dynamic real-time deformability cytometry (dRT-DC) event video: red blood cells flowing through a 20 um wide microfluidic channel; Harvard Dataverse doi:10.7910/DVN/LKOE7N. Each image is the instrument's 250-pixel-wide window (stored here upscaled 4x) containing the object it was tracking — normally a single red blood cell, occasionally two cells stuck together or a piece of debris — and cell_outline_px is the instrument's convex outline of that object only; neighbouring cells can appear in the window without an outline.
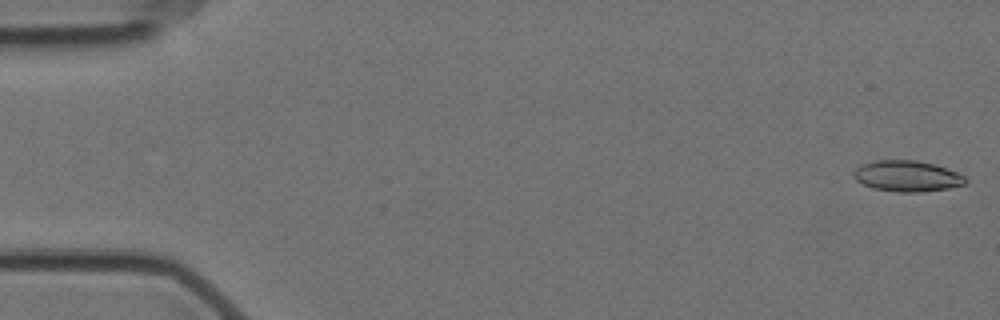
{"species": "Egyptian fruit bat (a non-hibernating species)", "species_latin": "Rousettus aegyptiacus", "temperature_condition": "cold", "stored_images_in_passage": 57, "camera_frame_rate_fps": 3000, "um_per_image_px": 0.085, "animal": {"sex": "female"}, "frame": {"image": 1, "passage_image": 1, "time_ms": 0.0, "image_size_px": [1000, 320], "cell_outline_px": [[968, 180], [964, 184], [948, 188], [920, 192], [896, 192], [872, 188], [856, 180], [856, 168], [864, 164], [876, 160], [916, 160], [932, 164], [956, 172], [964, 176]], "centroid_in_image_um": [77.12, 14.98], "position_along_channel_um": 7.9, "area_um2": 19.77}}
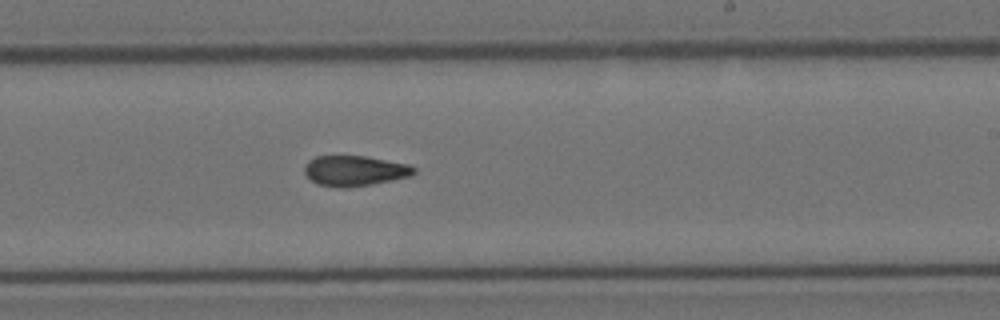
{"frame": {"image": 2, "passage_image": 34, "time_ms": 11.0, "image_size_px": [1000, 320], "cell_outline_px": [[416, 172], [412, 176], [372, 184], [344, 188], [340, 188], [316, 184], [304, 172], [304, 164], [308, 160], [316, 156], [364, 156], [408, 164], [416, 168]], "centroid_in_image_um": [30.14, 14.52], "position_along_channel_um": 258.9, "area_um2": 19.42}}
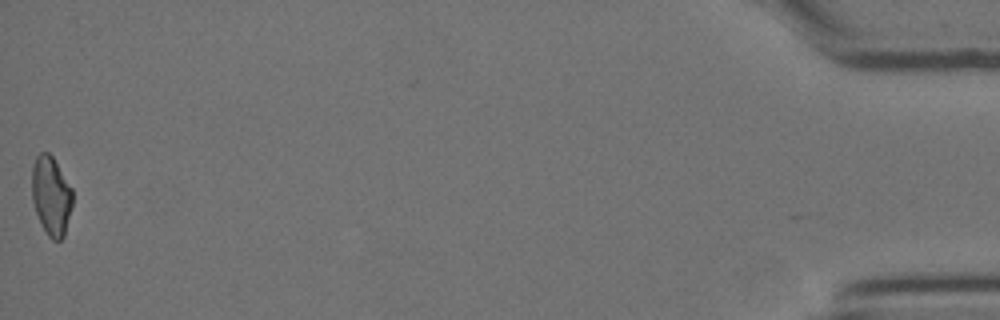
{"frame": {"image": 3, "passage_image": 57, "time_ms": 18.667, "image_size_px": [1000, 320], "cell_outline_px": [[72, 204], [64, 236], [60, 240], [52, 240], [48, 236], [40, 224], [32, 200], [32, 164], [36, 156], [40, 152], [48, 152], [52, 156], [72, 188]], "centroid_in_image_um": [4.33, 16.64], "position_along_channel_um": 430.9, "area_um2": 18.73}, "authors_computed_cell_mechanics": {"area_um2": 19.5364, "velocity_mm_per_s": 3.5162, "shape_relaxation_time_tau1_ms": 7.749, "shape_relaxation_time_tau2_ms": 3.3031, "deformation_change_tau1": 0.1745, "deformation_change_tau2": 0.1017}}